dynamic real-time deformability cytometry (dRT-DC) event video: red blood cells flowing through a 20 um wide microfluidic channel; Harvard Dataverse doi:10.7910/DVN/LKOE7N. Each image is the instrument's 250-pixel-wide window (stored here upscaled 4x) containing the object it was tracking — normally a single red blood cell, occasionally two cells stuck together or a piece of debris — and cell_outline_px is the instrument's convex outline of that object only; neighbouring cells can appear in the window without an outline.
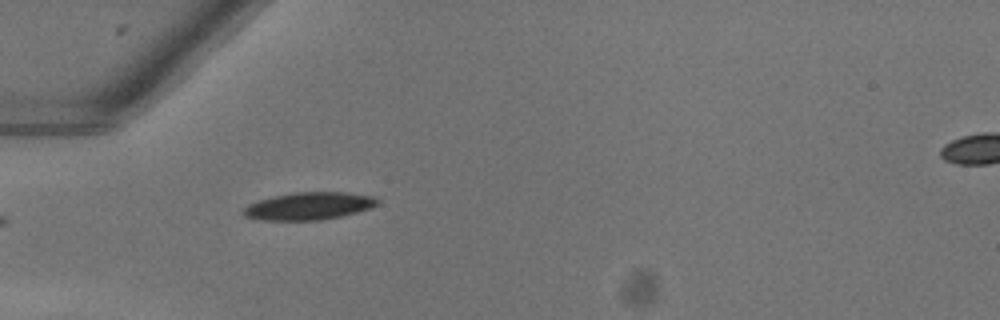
{"species": "common noctule bat (a hibernating species)", "species_latin": "Nyctalus noctula", "temperature_condition": "warm", "stored_images_in_passage": 36, "camera_frame_rate_fps": 3000, "um_per_image_px": 0.085, "animal": {"sex": "female"}, "frame": {"image": 1, "passage_image": 1, "time_ms": 0.0, "image_size_px": [1000, 320], "cell_outline_px": [[380, 200], [372, 208], [340, 216], [320, 220], [260, 220], [244, 216], [240, 212], [248, 204], [272, 196], [292, 192], [344, 192], [372, 196]], "centroid_in_image_um": [26.22, 17.51], "position_along_channel_um": 58.8, "area_um2": 21.5}}
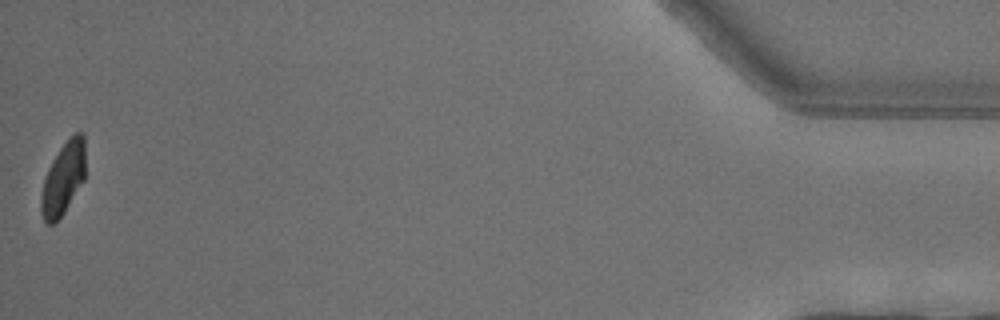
{"frame": {"image": 2, "passage_image": 36, "time_ms": 11.667, "image_size_px": [1000, 320], "cell_outline_px": [[84, 180], [64, 212], [52, 224], [48, 224], [44, 220], [40, 212], [40, 196], [44, 180], [48, 168], [60, 148], [76, 132], [80, 132], [84, 136]], "centroid_in_image_um": [5.35, 15.2], "position_along_channel_um": 429.8, "area_um2": 18.32}, "authors_computed_cell_mechanics": {"area_um2": 21.5016, "velocity_mm_per_s": 4.0332, "shape_relaxation_time_tau1_ms": 2.7938, "shape_relaxation_time_tau2_ms": null, "deformation_change_tau1": 0.1256, "deformation_change_tau2": null}}